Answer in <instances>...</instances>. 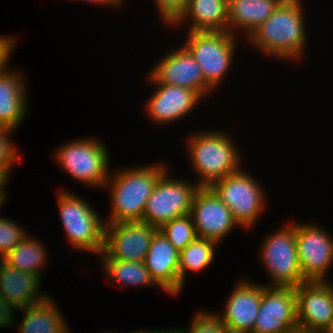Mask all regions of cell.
Returning a JSON list of instances; mask_svg holds the SVG:
<instances>
[{
    "instance_id": "1",
    "label": "cell",
    "mask_w": 333,
    "mask_h": 333,
    "mask_svg": "<svg viewBox=\"0 0 333 333\" xmlns=\"http://www.w3.org/2000/svg\"><path fill=\"white\" fill-rule=\"evenodd\" d=\"M302 1L283 0L245 42L265 56L299 63L305 57L309 39Z\"/></svg>"
},
{
    "instance_id": "2",
    "label": "cell",
    "mask_w": 333,
    "mask_h": 333,
    "mask_svg": "<svg viewBox=\"0 0 333 333\" xmlns=\"http://www.w3.org/2000/svg\"><path fill=\"white\" fill-rule=\"evenodd\" d=\"M167 163L152 162L111 171L104 189L110 190V213L106 223L142 221L147 200Z\"/></svg>"
},
{
    "instance_id": "3",
    "label": "cell",
    "mask_w": 333,
    "mask_h": 333,
    "mask_svg": "<svg viewBox=\"0 0 333 333\" xmlns=\"http://www.w3.org/2000/svg\"><path fill=\"white\" fill-rule=\"evenodd\" d=\"M191 134L186 138V155L200 187H209L213 182L242 168V151L230 133L205 129Z\"/></svg>"
},
{
    "instance_id": "4",
    "label": "cell",
    "mask_w": 333,
    "mask_h": 333,
    "mask_svg": "<svg viewBox=\"0 0 333 333\" xmlns=\"http://www.w3.org/2000/svg\"><path fill=\"white\" fill-rule=\"evenodd\" d=\"M101 139L80 137L66 141L53 151V160L66 175L87 187L104 190L111 168L110 152ZM68 173V174H67Z\"/></svg>"
},
{
    "instance_id": "5",
    "label": "cell",
    "mask_w": 333,
    "mask_h": 333,
    "mask_svg": "<svg viewBox=\"0 0 333 333\" xmlns=\"http://www.w3.org/2000/svg\"><path fill=\"white\" fill-rule=\"evenodd\" d=\"M57 193L56 202L61 225L68 239L66 241L78 252L86 251L93 253L92 255H99L104 250L106 226L104 218L95 211V206H91L80 195L77 196L67 190H58Z\"/></svg>"
},
{
    "instance_id": "6",
    "label": "cell",
    "mask_w": 333,
    "mask_h": 333,
    "mask_svg": "<svg viewBox=\"0 0 333 333\" xmlns=\"http://www.w3.org/2000/svg\"><path fill=\"white\" fill-rule=\"evenodd\" d=\"M279 228L265 236L258 247L259 260L270 278L264 285L295 288L306 281L296 248L295 222L287 221Z\"/></svg>"
},
{
    "instance_id": "7",
    "label": "cell",
    "mask_w": 333,
    "mask_h": 333,
    "mask_svg": "<svg viewBox=\"0 0 333 333\" xmlns=\"http://www.w3.org/2000/svg\"><path fill=\"white\" fill-rule=\"evenodd\" d=\"M186 34L183 45L199 64L204 81L216 93L231 71L239 37L228 31H189Z\"/></svg>"
},
{
    "instance_id": "8",
    "label": "cell",
    "mask_w": 333,
    "mask_h": 333,
    "mask_svg": "<svg viewBox=\"0 0 333 333\" xmlns=\"http://www.w3.org/2000/svg\"><path fill=\"white\" fill-rule=\"evenodd\" d=\"M209 188L230 209L242 229L255 228L266 204L265 188L256 177L241 168L213 182Z\"/></svg>"
},
{
    "instance_id": "9",
    "label": "cell",
    "mask_w": 333,
    "mask_h": 333,
    "mask_svg": "<svg viewBox=\"0 0 333 333\" xmlns=\"http://www.w3.org/2000/svg\"><path fill=\"white\" fill-rule=\"evenodd\" d=\"M168 168L159 178L147 200L142 222L160 228L172 219L191 212L193 197L199 189L196 181L170 177Z\"/></svg>"
},
{
    "instance_id": "10",
    "label": "cell",
    "mask_w": 333,
    "mask_h": 333,
    "mask_svg": "<svg viewBox=\"0 0 333 333\" xmlns=\"http://www.w3.org/2000/svg\"><path fill=\"white\" fill-rule=\"evenodd\" d=\"M315 222H295L296 248L306 281H327L333 267V236Z\"/></svg>"
},
{
    "instance_id": "11",
    "label": "cell",
    "mask_w": 333,
    "mask_h": 333,
    "mask_svg": "<svg viewBox=\"0 0 333 333\" xmlns=\"http://www.w3.org/2000/svg\"><path fill=\"white\" fill-rule=\"evenodd\" d=\"M146 74L148 83L179 86L197 92L203 99L215 92L205 81L201 68L188 49L181 46L163 54Z\"/></svg>"
},
{
    "instance_id": "12",
    "label": "cell",
    "mask_w": 333,
    "mask_h": 333,
    "mask_svg": "<svg viewBox=\"0 0 333 333\" xmlns=\"http://www.w3.org/2000/svg\"><path fill=\"white\" fill-rule=\"evenodd\" d=\"M295 295L299 333H324L333 322L332 281H305Z\"/></svg>"
},
{
    "instance_id": "13",
    "label": "cell",
    "mask_w": 333,
    "mask_h": 333,
    "mask_svg": "<svg viewBox=\"0 0 333 333\" xmlns=\"http://www.w3.org/2000/svg\"><path fill=\"white\" fill-rule=\"evenodd\" d=\"M252 333H299L294 287H262L260 309Z\"/></svg>"
},
{
    "instance_id": "14",
    "label": "cell",
    "mask_w": 333,
    "mask_h": 333,
    "mask_svg": "<svg viewBox=\"0 0 333 333\" xmlns=\"http://www.w3.org/2000/svg\"><path fill=\"white\" fill-rule=\"evenodd\" d=\"M190 215L197 237L213 240L218 244L237 227L241 229L230 209L209 187H199L196 191Z\"/></svg>"
},
{
    "instance_id": "15",
    "label": "cell",
    "mask_w": 333,
    "mask_h": 333,
    "mask_svg": "<svg viewBox=\"0 0 333 333\" xmlns=\"http://www.w3.org/2000/svg\"><path fill=\"white\" fill-rule=\"evenodd\" d=\"M157 230L142 221L106 223L104 251L112 259L144 262Z\"/></svg>"
},
{
    "instance_id": "16",
    "label": "cell",
    "mask_w": 333,
    "mask_h": 333,
    "mask_svg": "<svg viewBox=\"0 0 333 333\" xmlns=\"http://www.w3.org/2000/svg\"><path fill=\"white\" fill-rule=\"evenodd\" d=\"M227 296L223 313L215 314L228 333H252L259 313L263 283L240 278Z\"/></svg>"
},
{
    "instance_id": "17",
    "label": "cell",
    "mask_w": 333,
    "mask_h": 333,
    "mask_svg": "<svg viewBox=\"0 0 333 333\" xmlns=\"http://www.w3.org/2000/svg\"><path fill=\"white\" fill-rule=\"evenodd\" d=\"M154 91L145 101L147 117L156 125L172 124L188 117L203 98L191 89L179 86L149 83Z\"/></svg>"
},
{
    "instance_id": "18",
    "label": "cell",
    "mask_w": 333,
    "mask_h": 333,
    "mask_svg": "<svg viewBox=\"0 0 333 333\" xmlns=\"http://www.w3.org/2000/svg\"><path fill=\"white\" fill-rule=\"evenodd\" d=\"M179 251L159 230L145 257V266L154 282L171 296L180 295Z\"/></svg>"
},
{
    "instance_id": "19",
    "label": "cell",
    "mask_w": 333,
    "mask_h": 333,
    "mask_svg": "<svg viewBox=\"0 0 333 333\" xmlns=\"http://www.w3.org/2000/svg\"><path fill=\"white\" fill-rule=\"evenodd\" d=\"M12 69L0 73V126L17 130L28 114L29 99L24 73Z\"/></svg>"
},
{
    "instance_id": "20",
    "label": "cell",
    "mask_w": 333,
    "mask_h": 333,
    "mask_svg": "<svg viewBox=\"0 0 333 333\" xmlns=\"http://www.w3.org/2000/svg\"><path fill=\"white\" fill-rule=\"evenodd\" d=\"M42 278L20 271L0 260V294L19 310L44 301L49 295L40 290Z\"/></svg>"
},
{
    "instance_id": "21",
    "label": "cell",
    "mask_w": 333,
    "mask_h": 333,
    "mask_svg": "<svg viewBox=\"0 0 333 333\" xmlns=\"http://www.w3.org/2000/svg\"><path fill=\"white\" fill-rule=\"evenodd\" d=\"M187 21V22H186ZM183 23V25H182ZM189 31H228V0H188L185 12L171 26Z\"/></svg>"
},
{
    "instance_id": "22",
    "label": "cell",
    "mask_w": 333,
    "mask_h": 333,
    "mask_svg": "<svg viewBox=\"0 0 333 333\" xmlns=\"http://www.w3.org/2000/svg\"><path fill=\"white\" fill-rule=\"evenodd\" d=\"M283 0H228V32L244 40L266 21Z\"/></svg>"
},
{
    "instance_id": "23",
    "label": "cell",
    "mask_w": 333,
    "mask_h": 333,
    "mask_svg": "<svg viewBox=\"0 0 333 333\" xmlns=\"http://www.w3.org/2000/svg\"><path fill=\"white\" fill-rule=\"evenodd\" d=\"M52 296L32 306L17 310L23 313V319L17 324L19 333H70L64 315Z\"/></svg>"
},
{
    "instance_id": "24",
    "label": "cell",
    "mask_w": 333,
    "mask_h": 333,
    "mask_svg": "<svg viewBox=\"0 0 333 333\" xmlns=\"http://www.w3.org/2000/svg\"><path fill=\"white\" fill-rule=\"evenodd\" d=\"M98 256L102 257L100 267L105 272L106 280L112 281L111 283H115L116 285L118 283V286H153L160 289L151 278L144 262L112 259L104 250Z\"/></svg>"
},
{
    "instance_id": "25",
    "label": "cell",
    "mask_w": 333,
    "mask_h": 333,
    "mask_svg": "<svg viewBox=\"0 0 333 333\" xmlns=\"http://www.w3.org/2000/svg\"><path fill=\"white\" fill-rule=\"evenodd\" d=\"M27 234L3 260L11 267L42 277V269L47 263L48 252L44 242Z\"/></svg>"
},
{
    "instance_id": "26",
    "label": "cell",
    "mask_w": 333,
    "mask_h": 333,
    "mask_svg": "<svg viewBox=\"0 0 333 333\" xmlns=\"http://www.w3.org/2000/svg\"><path fill=\"white\" fill-rule=\"evenodd\" d=\"M217 242L209 239L196 237L183 250L179 251V279L180 292L185 287L187 272L197 273L210 266L216 254Z\"/></svg>"
},
{
    "instance_id": "27",
    "label": "cell",
    "mask_w": 333,
    "mask_h": 333,
    "mask_svg": "<svg viewBox=\"0 0 333 333\" xmlns=\"http://www.w3.org/2000/svg\"><path fill=\"white\" fill-rule=\"evenodd\" d=\"M158 230L178 251L183 250L197 237L190 214L172 219L164 223Z\"/></svg>"
},
{
    "instance_id": "28",
    "label": "cell",
    "mask_w": 333,
    "mask_h": 333,
    "mask_svg": "<svg viewBox=\"0 0 333 333\" xmlns=\"http://www.w3.org/2000/svg\"><path fill=\"white\" fill-rule=\"evenodd\" d=\"M27 234V230L18 222L9 219V217H0V260L19 244Z\"/></svg>"
},
{
    "instance_id": "29",
    "label": "cell",
    "mask_w": 333,
    "mask_h": 333,
    "mask_svg": "<svg viewBox=\"0 0 333 333\" xmlns=\"http://www.w3.org/2000/svg\"><path fill=\"white\" fill-rule=\"evenodd\" d=\"M12 133H15L14 129L0 126V170L5 171L10 177L15 167L13 165H17L21 158L19 148H16L11 139Z\"/></svg>"
},
{
    "instance_id": "30",
    "label": "cell",
    "mask_w": 333,
    "mask_h": 333,
    "mask_svg": "<svg viewBox=\"0 0 333 333\" xmlns=\"http://www.w3.org/2000/svg\"><path fill=\"white\" fill-rule=\"evenodd\" d=\"M193 315L189 327H183L184 333H228L215 312L201 309Z\"/></svg>"
},
{
    "instance_id": "31",
    "label": "cell",
    "mask_w": 333,
    "mask_h": 333,
    "mask_svg": "<svg viewBox=\"0 0 333 333\" xmlns=\"http://www.w3.org/2000/svg\"><path fill=\"white\" fill-rule=\"evenodd\" d=\"M157 8V14L162 19V23L169 28L180 18L185 12L188 0H153Z\"/></svg>"
},
{
    "instance_id": "32",
    "label": "cell",
    "mask_w": 333,
    "mask_h": 333,
    "mask_svg": "<svg viewBox=\"0 0 333 333\" xmlns=\"http://www.w3.org/2000/svg\"><path fill=\"white\" fill-rule=\"evenodd\" d=\"M17 39L15 36L0 35V73L8 69L9 61L13 55V49L16 48Z\"/></svg>"
},
{
    "instance_id": "33",
    "label": "cell",
    "mask_w": 333,
    "mask_h": 333,
    "mask_svg": "<svg viewBox=\"0 0 333 333\" xmlns=\"http://www.w3.org/2000/svg\"><path fill=\"white\" fill-rule=\"evenodd\" d=\"M16 311L17 309L0 294V328H12L15 326V320L17 319L14 316L17 313Z\"/></svg>"
},
{
    "instance_id": "34",
    "label": "cell",
    "mask_w": 333,
    "mask_h": 333,
    "mask_svg": "<svg viewBox=\"0 0 333 333\" xmlns=\"http://www.w3.org/2000/svg\"><path fill=\"white\" fill-rule=\"evenodd\" d=\"M10 176L3 170H0V208H3L2 206H4V204H6L5 202L7 201V197H8V192H6L7 190V184Z\"/></svg>"
},
{
    "instance_id": "35",
    "label": "cell",
    "mask_w": 333,
    "mask_h": 333,
    "mask_svg": "<svg viewBox=\"0 0 333 333\" xmlns=\"http://www.w3.org/2000/svg\"><path fill=\"white\" fill-rule=\"evenodd\" d=\"M75 1V0H73ZM77 1H81V2H87L90 3L91 5L95 4V5H99V6H108L110 8H120L121 5L123 6L125 0H77Z\"/></svg>"
},
{
    "instance_id": "36",
    "label": "cell",
    "mask_w": 333,
    "mask_h": 333,
    "mask_svg": "<svg viewBox=\"0 0 333 333\" xmlns=\"http://www.w3.org/2000/svg\"><path fill=\"white\" fill-rule=\"evenodd\" d=\"M179 328V329H178ZM174 327V328H160V329H158V328H156V329H151V333H184V330H183V328L181 327Z\"/></svg>"
},
{
    "instance_id": "37",
    "label": "cell",
    "mask_w": 333,
    "mask_h": 333,
    "mask_svg": "<svg viewBox=\"0 0 333 333\" xmlns=\"http://www.w3.org/2000/svg\"><path fill=\"white\" fill-rule=\"evenodd\" d=\"M128 333H151V330L149 329H140V330H135V331H131V332H128Z\"/></svg>"
},
{
    "instance_id": "38",
    "label": "cell",
    "mask_w": 333,
    "mask_h": 333,
    "mask_svg": "<svg viewBox=\"0 0 333 333\" xmlns=\"http://www.w3.org/2000/svg\"><path fill=\"white\" fill-rule=\"evenodd\" d=\"M324 333H333V322Z\"/></svg>"
},
{
    "instance_id": "39",
    "label": "cell",
    "mask_w": 333,
    "mask_h": 333,
    "mask_svg": "<svg viewBox=\"0 0 333 333\" xmlns=\"http://www.w3.org/2000/svg\"><path fill=\"white\" fill-rule=\"evenodd\" d=\"M101 333H119V332H115V331H107V332H101Z\"/></svg>"
}]
</instances>
